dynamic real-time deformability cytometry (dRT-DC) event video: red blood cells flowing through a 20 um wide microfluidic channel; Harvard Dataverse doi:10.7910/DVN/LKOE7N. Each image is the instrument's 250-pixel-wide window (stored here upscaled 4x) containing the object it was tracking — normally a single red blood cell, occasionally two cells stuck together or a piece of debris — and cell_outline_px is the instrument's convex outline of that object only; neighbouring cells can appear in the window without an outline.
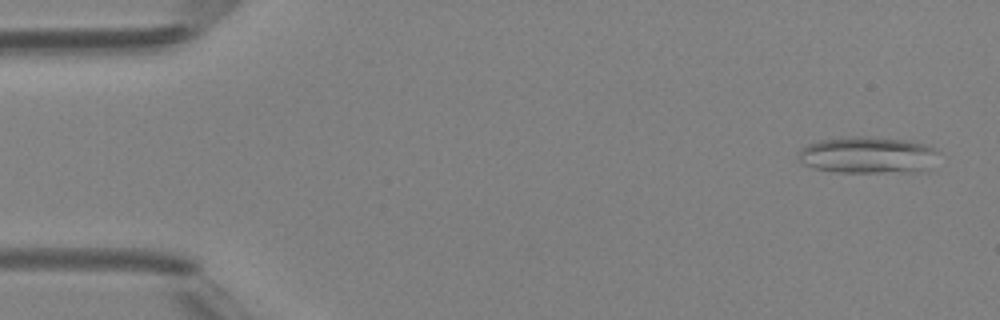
{"species": "Egyptian fruit bat (a non-hibernating species)", "species_latin": "Rousettus aegyptiacus", "temperature_condition": "room temperature", "stored_images_in_passage": 4, "camera_frame_rate_fps": 3000, "um_per_image_px": 0.085, "animal": {"sex": "female"}, "frame": {"image": 1, "passage_image": 1, "time_ms": 0.0, "image_size_px": [1000, 320], "cell_outline_px": [[940, 152], [924, 168], [912, 172], [836, 172], [816, 168], [804, 164], [796, 156], [800, 148], [808, 144], [820, 140], [852, 136], [864, 136], [912, 140], [924, 144]], "centroid_in_image_um": [73.7, 13.16], "position_along_channel_um": 11.3, "area_um2": 29.77}}